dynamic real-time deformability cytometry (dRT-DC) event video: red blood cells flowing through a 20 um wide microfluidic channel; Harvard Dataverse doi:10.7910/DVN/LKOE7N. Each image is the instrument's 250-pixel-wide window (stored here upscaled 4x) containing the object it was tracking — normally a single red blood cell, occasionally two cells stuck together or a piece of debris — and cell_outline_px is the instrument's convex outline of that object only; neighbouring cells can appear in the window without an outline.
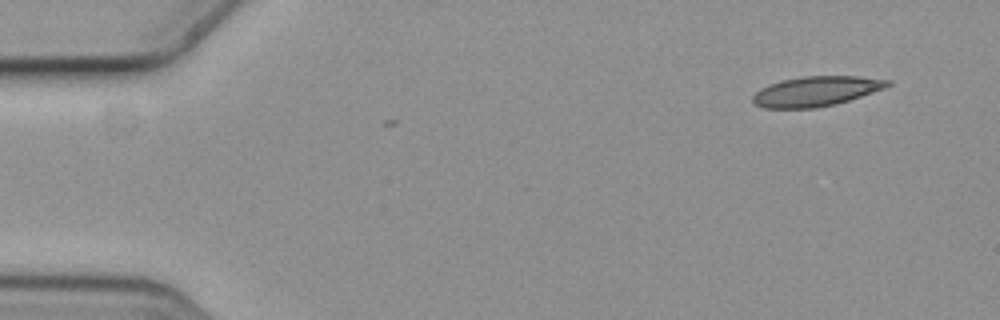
{"species": "common noctule bat (a hibernating species)", "species_latin": "Nyctalus noctula", "temperature_condition": "cold", "stored_images_in_passage": 3, "camera_frame_rate_fps": 3000, "um_per_image_px": 0.085, "animal": {"sex": "female", "body_mass_g": 19.3, "forearm_length_mm": 54.1}, "frame": {"image": 1, "passage_image": 3, "time_ms": 0.667, "image_size_px": [1000, 320], "cell_outline_px": [[892, 84], [884, 88], [836, 104], [816, 108], [764, 108], [756, 104], [752, 100], [752, 96], [760, 88], [768, 84], [780, 80], [804, 76], [856, 76], [892, 80]], "centroid_in_image_um": [69.34, 7.75], "position_along_channel_um": 15.7, "area_um2": 23.47}}